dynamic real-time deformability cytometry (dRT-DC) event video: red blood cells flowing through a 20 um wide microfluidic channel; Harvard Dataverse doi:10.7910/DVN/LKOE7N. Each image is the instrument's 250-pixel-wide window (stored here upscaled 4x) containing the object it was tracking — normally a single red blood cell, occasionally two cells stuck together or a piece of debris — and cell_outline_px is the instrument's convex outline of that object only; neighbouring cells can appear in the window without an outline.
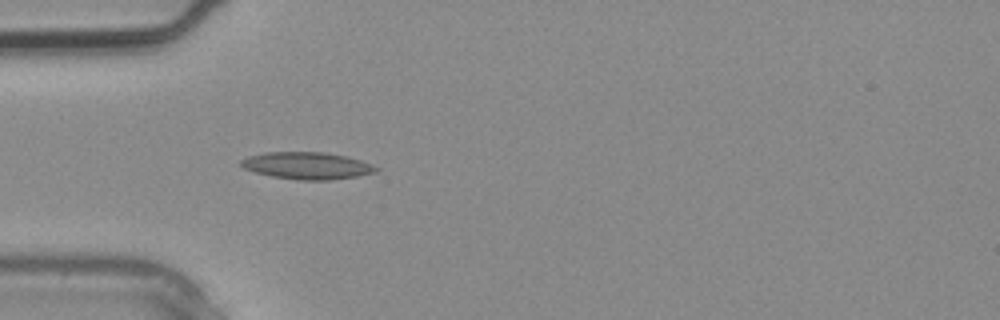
{"species": "common noctule bat (a hibernating species)", "species_latin": "Nyctalus noctula", "temperature_condition": "warm", "stored_images_in_passage": 3, "camera_frame_rate_fps": 3000, "um_per_image_px": 0.085, "animal": {"sex": "male", "body_mass_g": 20.4}, "frame": {"image": 1, "passage_image": 3, "time_ms": 0.667, "image_size_px": [1000, 320], "cell_outline_px": [[380, 168], [376, 172], [356, 176], [328, 180], [300, 180], [272, 176], [256, 172], [244, 168], [240, 164], [240, 160], [248, 156], [264, 152], [324, 152], [348, 156], [372, 164]], "centroid_in_image_um": [26.11, 14.07], "position_along_channel_um": 58.9, "area_um2": 21.27}}